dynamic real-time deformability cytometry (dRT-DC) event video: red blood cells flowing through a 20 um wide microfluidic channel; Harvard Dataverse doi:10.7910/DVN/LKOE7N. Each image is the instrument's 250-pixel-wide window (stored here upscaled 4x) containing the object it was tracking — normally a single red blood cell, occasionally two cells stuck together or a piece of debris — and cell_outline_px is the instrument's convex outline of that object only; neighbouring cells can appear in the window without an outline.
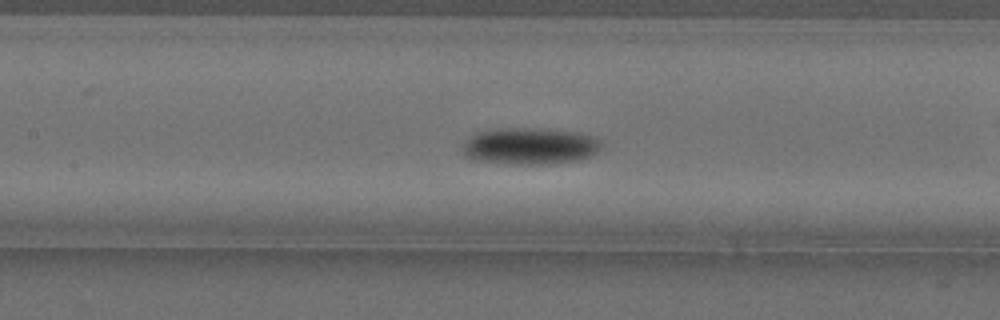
{"species": "Egyptian fruit bat (a non-hibernating species)", "species_latin": "Rousettus aegyptiacus", "temperature_condition": "cold", "stored_images_in_passage": 41, "camera_frame_rate_fps": 3000, "um_per_image_px": 0.085, "animal": {"sex": "female"}, "frame": {"image": 1, "passage_image": 11, "time_ms": 3.333, "image_size_px": [1000, 320], "cell_outline_px": [[600, 148], [592, 156], [580, 160], [548, 164], [516, 164], [476, 160], [464, 156], [460, 148], [476, 132], [496, 128], [544, 128], [576, 132], [596, 136], [600, 140]], "centroid_in_image_um": [45.05, 12.41], "position_along_channel_um": 162.3, "area_um2": 30.0}}
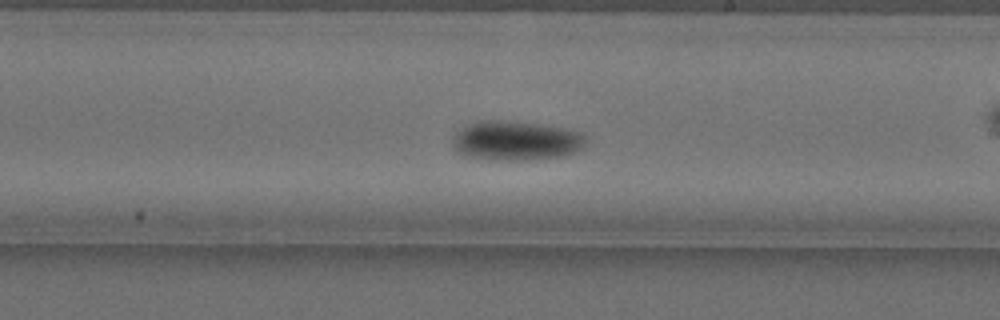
{"frame": {"image": 2, "passage_image": 18, "time_ms": 5.667, "image_size_px": [1000, 320], "cell_outline_px": [[588, 140], [580, 148], [572, 152], [560, 156], [524, 160], [492, 160], [468, 156], [456, 152], [452, 144], [452, 136], [456, 132], [468, 124], [476, 120], [508, 120], [540, 124], [564, 128], [580, 132], [588, 136]], "centroid_in_image_um": [43.81, 11.94], "position_along_channel_um": 245.2, "area_um2": 30.87}}
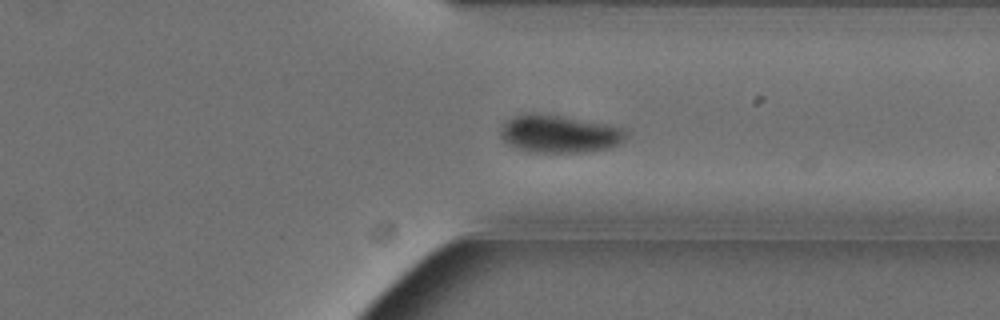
{"frame": {"image": 3, "passage_image": 28, "time_ms": 9.0, "image_size_px": [1000, 320], "cell_outline_px": [[628, 132], [624, 140], [620, 144], [608, 148], [584, 152], [528, 152], [516, 148], [508, 144], [500, 136], [500, 128], [512, 116], [532, 112], [536, 112], [560, 116], [604, 124], [620, 128]], "centroid_in_image_um": [47.49, 11.38], "position_along_channel_um": 363.9, "area_um2": 27.46}, "authors_computed_cell_mechanics": {"area_um2": 28.2064, "velocity_mm_per_s": 3.5676, "shape_relaxation_time_tau1_ms": 2.8465, "shape_relaxation_time_tau2_ms": null, "deformation_change_tau1": 0.1091, "deformation_change_tau2": null}}